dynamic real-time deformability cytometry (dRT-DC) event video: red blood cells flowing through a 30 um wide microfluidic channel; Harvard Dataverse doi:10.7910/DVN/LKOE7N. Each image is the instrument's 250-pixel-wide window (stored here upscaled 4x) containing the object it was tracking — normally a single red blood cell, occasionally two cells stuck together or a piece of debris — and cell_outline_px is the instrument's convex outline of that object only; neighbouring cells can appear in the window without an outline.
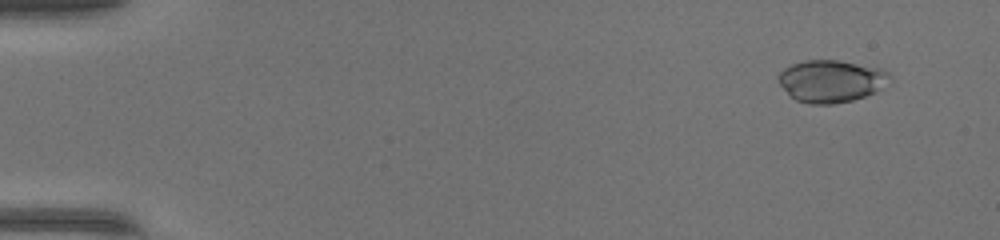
{"species": "common noctule bat (a hibernating species)", "species_latin": "Nyctalus noctula", "temperature_condition": "warm", "stored_images_in_passage": 50, "camera_frame_rate_fps": 3000, "um_per_image_px": 0.085, "animal": {"sex": "female", "body_mass_g": 17.0, "forearm_length_mm": 48.0}, "frame": {"image": 1, "passage_image": 4, "time_ms": 1.0, "image_size_px": [1000, 240], "cell_outline_px": [[892, 80], [876, 92], [852, 100], [832, 104], [812, 104], [796, 100], [780, 84], [780, 72], [784, 68], [792, 64], [804, 60], [836, 60], [876, 68], [888, 72], [892, 76]], "centroid_in_image_um": [70.67, 6.89], "position_along_channel_um": 14.3, "area_um2": 26.99}}
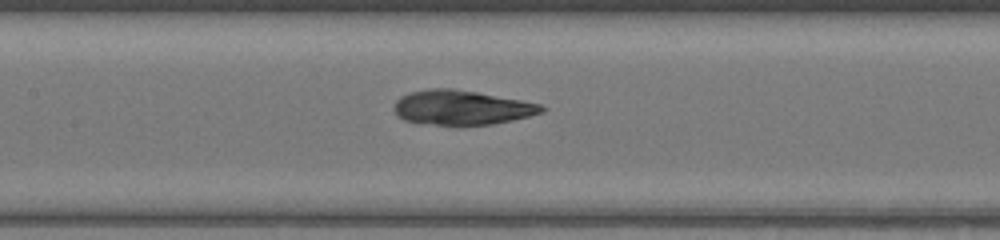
{"frame": {"image": 2, "passage_image": 25, "time_ms": 8.0, "image_size_px": [1000, 240], "cell_outline_px": [[544, 112], [512, 120], [492, 124], [420, 124], [404, 120], [396, 112], [396, 100], [400, 96], [408, 92], [428, 88], [452, 88], [476, 92], [520, 100], [540, 104], [544, 108]], "centroid_in_image_um": [39.21, 9.13], "position_along_channel_um": 168.2, "area_um2": 29.3}}
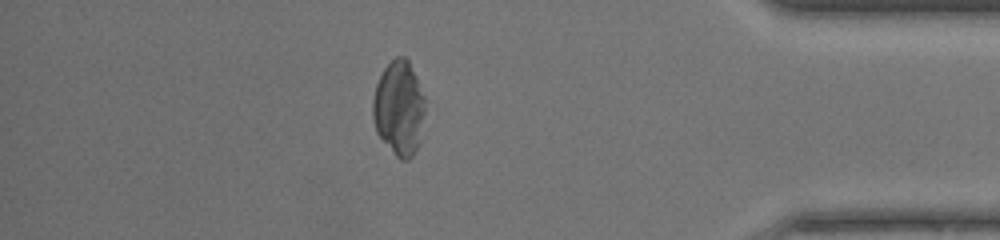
{"frame": {"image": 3, "passage_image": 44, "time_ms": 14.333, "image_size_px": [1000, 240], "cell_outline_px": [[424, 112], [420, 140], [412, 156], [408, 160], [400, 160], [396, 156], [376, 132], [372, 116], [372, 100], [376, 84], [384, 68], [396, 56], [404, 56], [408, 60], [416, 76], [424, 96]], "centroid_in_image_um": [33.9, 9.18], "position_along_channel_um": 401.3, "area_um2": 28.73}, "authors_computed_cell_mechanics": {"area_um2": 29.2179, "velocity_mm_per_s": 4.2171, "shape_relaxation_time_tau1_ms": 5.6203, "shape_relaxation_time_tau2_ms": 1.3335, "deformation_change_tau1": 0.1903, "deformation_change_tau2": 0.0577}}